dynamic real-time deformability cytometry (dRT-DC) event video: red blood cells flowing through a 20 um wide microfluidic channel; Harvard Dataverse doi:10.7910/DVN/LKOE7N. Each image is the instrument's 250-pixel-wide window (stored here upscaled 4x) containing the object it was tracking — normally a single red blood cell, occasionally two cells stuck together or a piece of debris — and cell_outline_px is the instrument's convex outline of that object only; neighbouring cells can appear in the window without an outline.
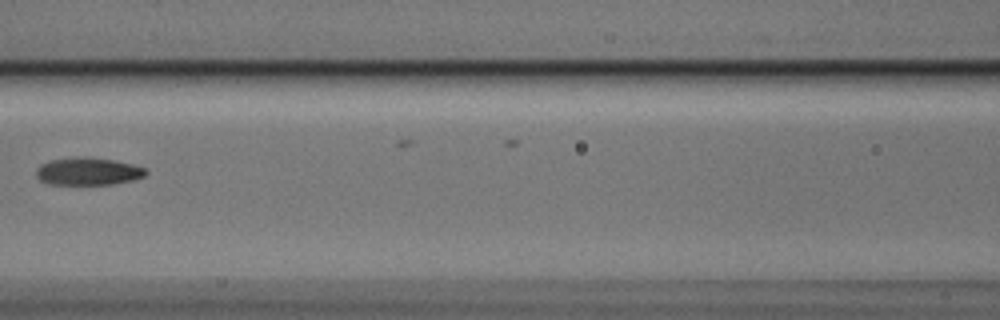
{"species": "Egyptian fruit bat (a non-hibernating species)", "species_latin": "Rousettus aegyptiacus", "temperature_condition": "cold", "stored_images_in_passage": 9, "camera_frame_rate_fps": 3000, "um_per_image_px": 0.085, "animal": {"sex": "male"}, "frame": {"image": 1, "passage_image": 8, "time_ms": 2.333, "image_size_px": [1000, 320], "cell_outline_px": [[148, 172], [144, 176], [132, 180], [112, 184], [48, 184], [40, 180], [36, 176], [36, 168], [40, 164], [52, 160], [76, 156], [84, 156], [112, 160], [132, 164], [144, 168]], "centroid_in_image_um": [7.45, 14.56], "position_along_channel_um": 159.2, "area_um2": 17.57}}
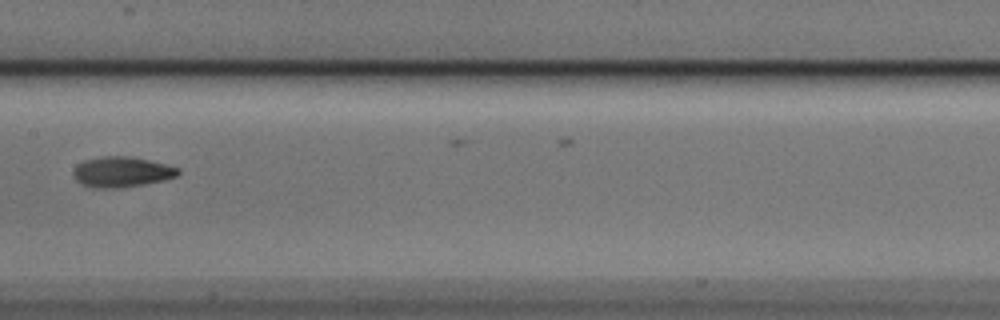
{"frame": {"image": 2, "passage_image": 9, "time_ms": 2.667, "image_size_px": [1000, 320], "cell_outline_px": [[180, 172], [176, 176], [164, 180], [144, 184], [116, 188], [96, 188], [84, 184], [76, 180], [72, 172], [76, 164], [84, 160], [104, 156], [128, 156], [148, 160], [180, 168]], "centroid_in_image_um": [10.33, 14.61], "position_along_channel_um": 197.1, "area_um2": 18.44}}